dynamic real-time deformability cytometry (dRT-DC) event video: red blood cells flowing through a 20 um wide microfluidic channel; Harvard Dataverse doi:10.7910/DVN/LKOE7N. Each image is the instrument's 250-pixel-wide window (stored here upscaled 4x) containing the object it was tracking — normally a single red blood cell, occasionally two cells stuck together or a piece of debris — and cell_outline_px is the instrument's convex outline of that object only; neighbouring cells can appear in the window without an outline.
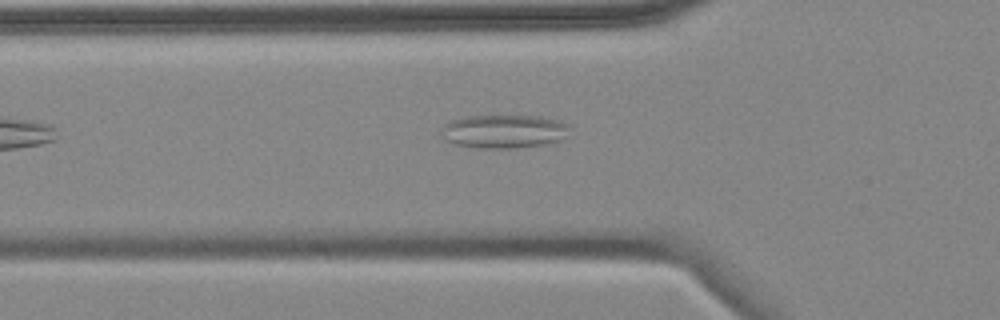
{"species": "common noctule bat (a hibernating species)", "species_latin": "Nyctalus noctula", "temperature_condition": "cold", "stored_images_in_passage": 3, "camera_frame_rate_fps": 3000, "um_per_image_px": 0.085, "animal": {"sex": "female", "body_mass_g": 18.4}, "frame": {"image": 1, "passage_image": 2, "time_ms": 1.333, "image_size_px": [1000, 320], "cell_outline_px": [[568, 128], [556, 140], [544, 144], [516, 148], [480, 148], [456, 144], [444, 140], [440, 132], [440, 128], [444, 124], [452, 120], [468, 116], [536, 116], [560, 120], [568, 124]], "centroid_in_image_um": [42.72, 11.16], "position_along_channel_um": 83.1, "area_um2": 24.68}}